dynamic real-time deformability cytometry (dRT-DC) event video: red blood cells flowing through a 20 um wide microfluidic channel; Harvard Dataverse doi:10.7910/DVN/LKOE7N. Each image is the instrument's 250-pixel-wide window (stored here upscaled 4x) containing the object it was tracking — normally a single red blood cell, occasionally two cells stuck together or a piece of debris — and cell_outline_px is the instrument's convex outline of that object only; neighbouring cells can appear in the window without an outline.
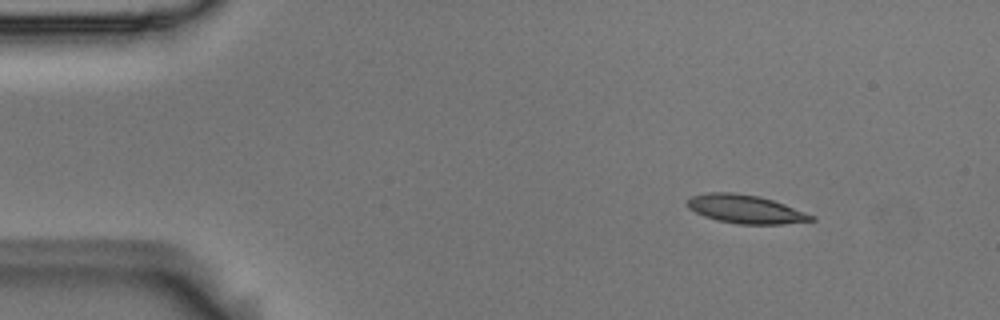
{"species": "Egyptian fruit bat (a non-hibernating species)", "species_latin": "Rousettus aegyptiacus", "temperature_condition": "room temperature", "stored_images_in_passage": 3, "camera_frame_rate_fps": 3000, "um_per_image_px": 0.085, "animal": {"sex": "male"}, "frame": {"image": 1, "passage_image": 1, "time_ms": 0.0, "image_size_px": [1000, 320], "cell_outline_px": [[816, 220], [780, 224], [740, 224], [716, 220], [704, 216], [688, 208], [688, 200], [692, 196], [708, 192], [732, 192], [760, 196], [784, 204], [816, 216]], "centroid_in_image_um": [63.38, 17.77], "position_along_channel_um": 21.6, "area_um2": 20.46}}